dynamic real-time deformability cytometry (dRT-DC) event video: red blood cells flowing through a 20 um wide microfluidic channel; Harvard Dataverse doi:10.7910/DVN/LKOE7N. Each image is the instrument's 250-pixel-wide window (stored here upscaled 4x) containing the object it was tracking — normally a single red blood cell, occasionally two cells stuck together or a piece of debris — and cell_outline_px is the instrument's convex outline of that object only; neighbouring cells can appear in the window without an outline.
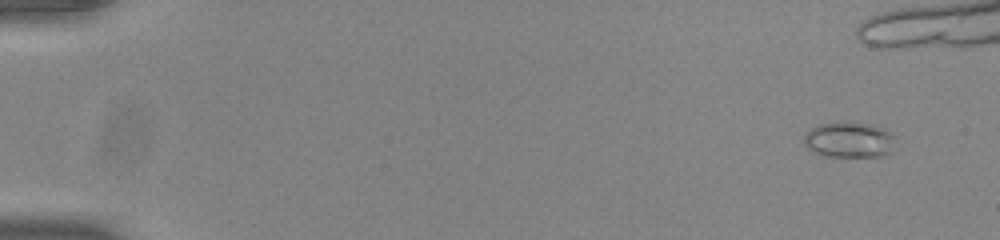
{"species": "common noctule bat (a hibernating species)", "species_latin": "Nyctalus noctula", "temperature_condition": "room temperature", "stored_images_in_passage": 42, "camera_frame_rate_fps": 3000, "um_per_image_px": 0.085, "animal": {"sex": "male", "body_mass_g": 20.0, "forearm_length_mm": 53.3}, "frame": {"image": 1, "passage_image": 1, "time_ms": 0.0, "image_size_px": [1000, 240], "cell_outline_px": [[896, 136], [892, 152], [884, 156], [828, 156], [816, 152], [808, 148], [804, 144], [804, 136], [816, 124], [840, 120], [852, 120], [876, 124], [884, 128]], "centroid_in_image_um": [72.24, 11.83], "position_along_channel_um": 12.8, "area_um2": 19.71}}
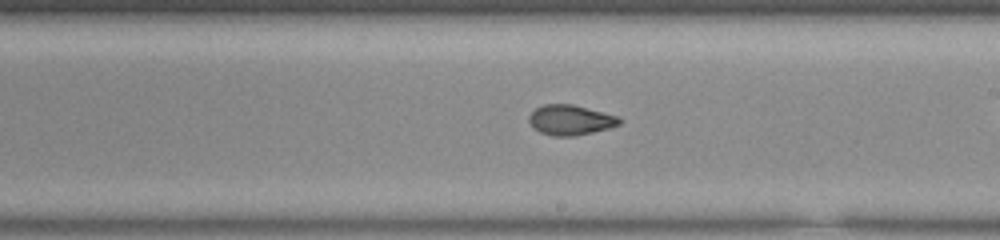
{"frame": {"image": 2, "passage_image": 30, "time_ms": 9.667, "image_size_px": [1000, 240], "cell_outline_px": [[624, 120], [620, 124], [608, 128], [592, 132], [572, 136], [552, 136], [540, 132], [532, 128], [528, 120], [528, 116], [536, 108], [544, 104], [572, 104], [616, 116]], "centroid_in_image_um": [48.45, 10.2], "position_along_channel_um": 240.6, "area_um2": 15.78}}
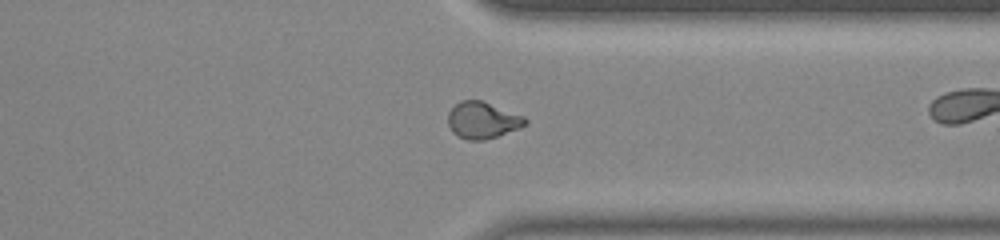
{"frame": {"image": 3, "passage_image": 40, "time_ms": 13.0, "image_size_px": [1000, 240], "cell_outline_px": [[528, 124], [520, 128], [484, 140], [468, 140], [456, 136], [452, 132], [448, 124], [448, 112], [460, 100], [480, 100], [524, 116], [528, 120]], "centroid_in_image_um": [41.01, 10.23], "position_along_channel_um": 370.4, "area_um2": 16.47}}